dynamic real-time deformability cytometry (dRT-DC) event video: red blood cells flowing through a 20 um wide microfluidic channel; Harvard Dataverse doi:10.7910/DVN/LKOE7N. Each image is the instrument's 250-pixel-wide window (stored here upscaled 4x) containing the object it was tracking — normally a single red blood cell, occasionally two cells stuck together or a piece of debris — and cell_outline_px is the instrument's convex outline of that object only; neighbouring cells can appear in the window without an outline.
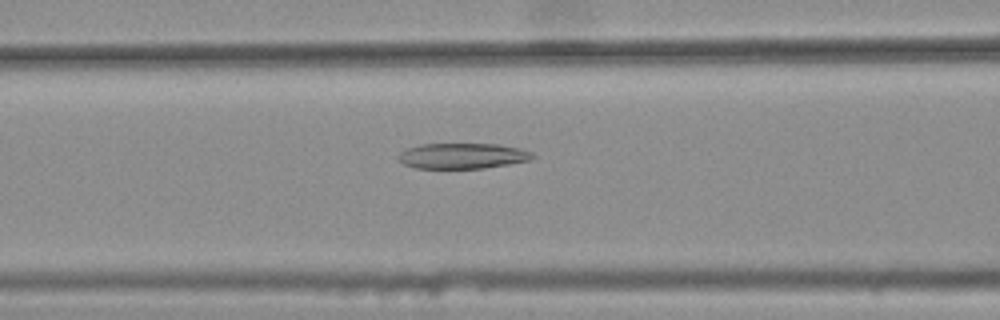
{"species": "common noctule bat (a hibernating species)", "species_latin": "Nyctalus noctula", "temperature_condition": "warm", "stored_images_in_passage": 32, "camera_frame_rate_fps": 3000, "um_per_image_px": 0.085, "animal": {"sex": "female", "body_mass_g": 25.1}, "frame": {"image": 1, "passage_image": 21, "time_ms": 6.667, "image_size_px": [1000, 320], "cell_outline_px": [[536, 156], [532, 160], [484, 168], [416, 168], [404, 164], [396, 156], [400, 152], [408, 148], [420, 144], [500, 144], [520, 148], [532, 152]], "centroid_in_image_um": [39.35, 13.24], "position_along_channel_um": 127.3, "area_um2": 20.06}}
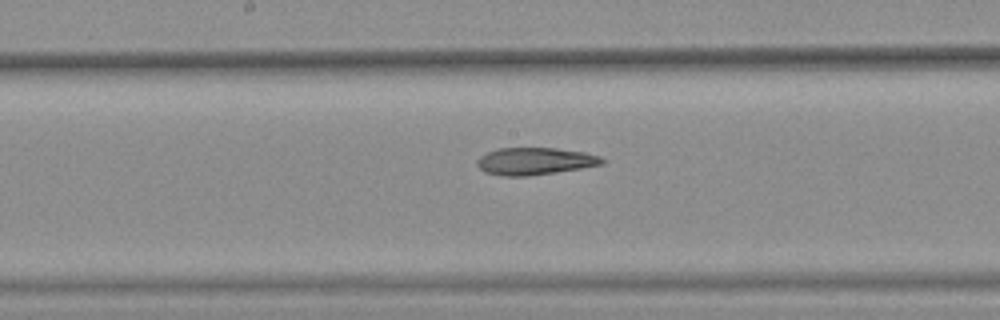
{"frame": {"image": 2, "passage_image": 27, "time_ms": 8.667, "image_size_px": [1000, 320], "cell_outline_px": [[604, 164], [556, 172], [528, 176], [504, 176], [484, 172], [476, 164], [476, 160], [480, 156], [496, 148], [556, 148], [584, 152], [600, 156], [604, 160]], "centroid_in_image_um": [45.44, 13.7], "position_along_channel_um": 202.8, "area_um2": 19.83}}
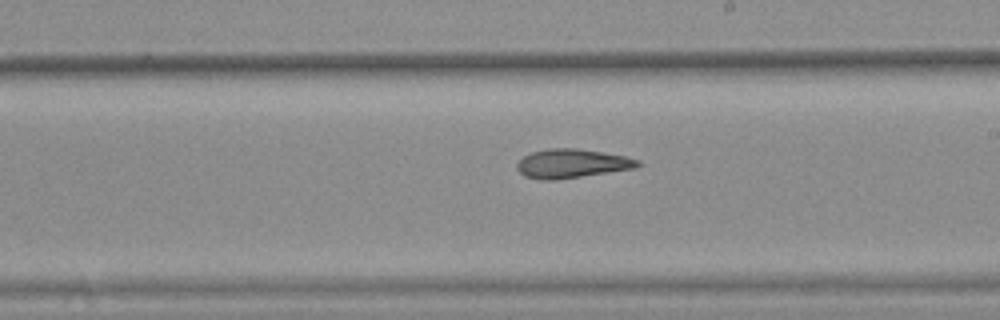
{"frame": {"image": 3, "passage_image": 30, "time_ms": 9.667, "image_size_px": [1000, 320], "cell_outline_px": [[640, 164], [636, 168], [556, 180], [540, 180], [524, 176], [516, 168], [516, 164], [524, 156], [532, 152], [548, 148], [576, 148], [624, 156], [640, 160]], "centroid_in_image_um": [48.58, 13.91], "position_along_channel_um": 240.4, "area_um2": 20.29}}